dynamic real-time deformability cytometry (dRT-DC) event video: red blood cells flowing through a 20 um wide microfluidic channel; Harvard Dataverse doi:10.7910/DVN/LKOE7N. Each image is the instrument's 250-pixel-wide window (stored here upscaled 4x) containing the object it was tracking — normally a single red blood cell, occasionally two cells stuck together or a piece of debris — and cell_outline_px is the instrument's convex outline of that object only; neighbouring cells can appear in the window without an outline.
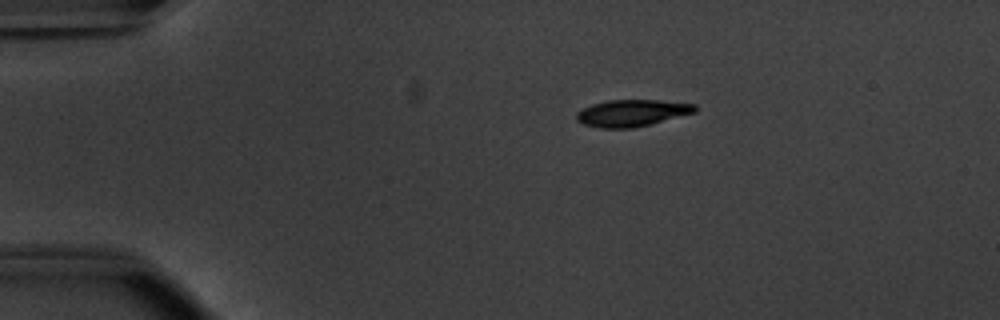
{"species": "common noctule bat (a hibernating species)", "species_latin": "Nyctalus noctula", "temperature_condition": "warm", "stored_images_in_passage": 44, "camera_frame_rate_fps": 3000, "um_per_image_px": 0.085, "animal": {"sex": "male", "body_mass_g": 20.1, "forearm_length_mm": 53.5}, "frame": {"image": 1, "passage_image": 1, "time_ms": 0.0, "image_size_px": [1000, 320], "cell_outline_px": [[696, 112], [632, 128], [600, 128], [584, 124], [576, 120], [576, 112], [592, 104], [608, 100], [656, 100], [696, 104]], "centroid_in_image_um": [53.68, 9.6], "position_along_channel_um": 31.3, "area_um2": 18.26}}
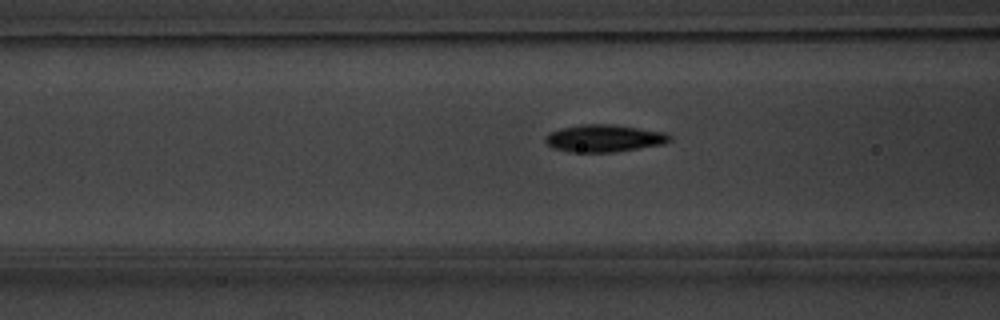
{"frame": {"image": 2, "passage_image": 12, "time_ms": 3.667, "image_size_px": [1000, 320], "cell_outline_px": [[672, 140], [664, 144], [616, 152], [568, 152], [552, 148], [544, 140], [544, 136], [548, 132], [580, 124], [612, 124], [668, 132], [672, 136]], "centroid_in_image_um": [51.38, 11.75], "position_along_channel_um": 115.2, "area_um2": 20.11}}
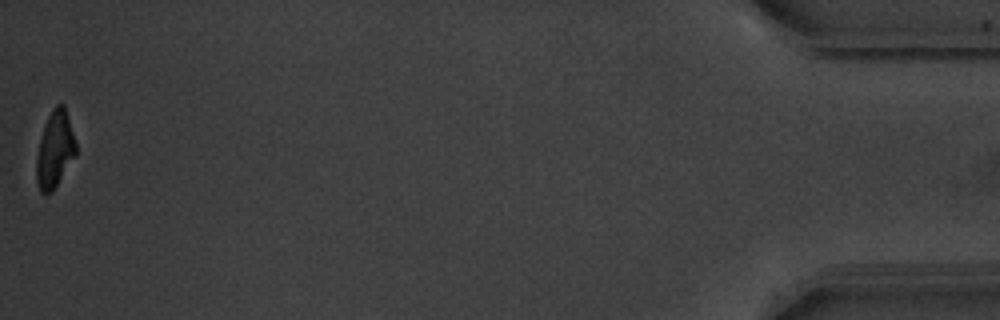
{"frame": {"image": 3, "passage_image": 44, "time_ms": 14.333, "image_size_px": [1000, 320], "cell_outline_px": [[76, 152], [52, 192], [40, 192], [36, 180], [36, 156], [44, 124], [48, 116], [56, 104], [64, 104], [76, 144]], "centroid_in_image_um": [4.64, 12.69], "position_along_channel_um": 430.6, "area_um2": 17.17}, "authors_computed_cell_mechanics": {"area_um2": 19.2185, "velocity_mm_per_s": 3.8036, "shape_relaxation_time_tau1_ms": 2.3296, "shape_relaxation_time_tau2_ms": 2.3568, "deformation_change_tau1": 0.1542, "deformation_change_tau2": 0.0707}}